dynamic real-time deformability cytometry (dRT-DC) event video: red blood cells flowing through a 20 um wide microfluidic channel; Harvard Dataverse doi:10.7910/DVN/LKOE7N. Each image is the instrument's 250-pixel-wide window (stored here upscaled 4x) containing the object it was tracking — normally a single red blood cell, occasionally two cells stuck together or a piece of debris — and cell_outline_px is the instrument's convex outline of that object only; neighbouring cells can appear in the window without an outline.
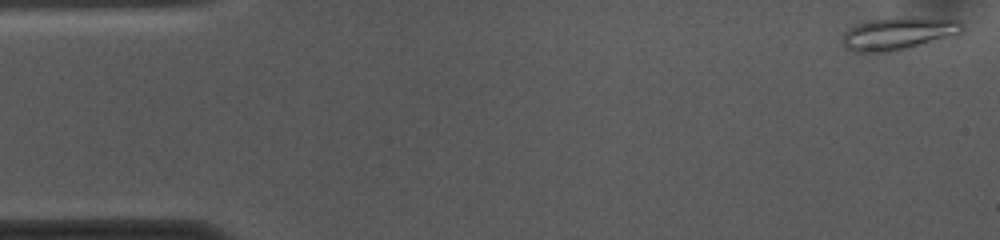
{"species": "common noctule bat (a hibernating species)", "species_latin": "Nyctalus noctula", "temperature_condition": "cold", "stored_images_in_passage": 53, "camera_frame_rate_fps": 3000, "um_per_image_px": 0.085, "animal": {"sex": "female", "body_mass_g": 10.0, "forearm_length_mm": 53.1}, "frame": {"image": 1, "passage_image": 1, "time_ms": 0.0, "image_size_px": [1000, 240], "cell_outline_px": [[964, 28], [960, 32], [896, 52], [856, 52], [844, 48], [840, 40], [844, 32], [848, 28], [856, 24], [868, 20], [900, 16], [920, 16], [960, 20], [964, 24]], "centroid_in_image_um": [76.3, 2.82], "position_along_channel_um": 8.7, "area_um2": 23.29}}
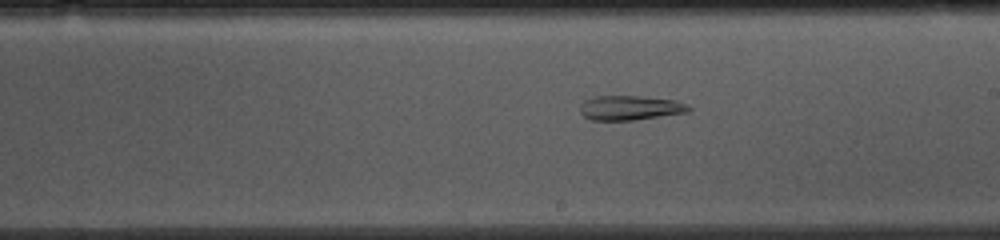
{"frame": {"image": 2, "passage_image": 29, "time_ms": 9.333, "image_size_px": [1000, 240], "cell_outline_px": [[692, 108], [688, 112], [632, 120], [592, 120], [584, 116], [580, 112], [580, 104], [584, 100], [596, 96], [640, 96], [676, 100], [688, 104]], "centroid_in_image_um": [53.56, 9.16], "position_along_channel_um": 235.4, "area_um2": 15.55}}
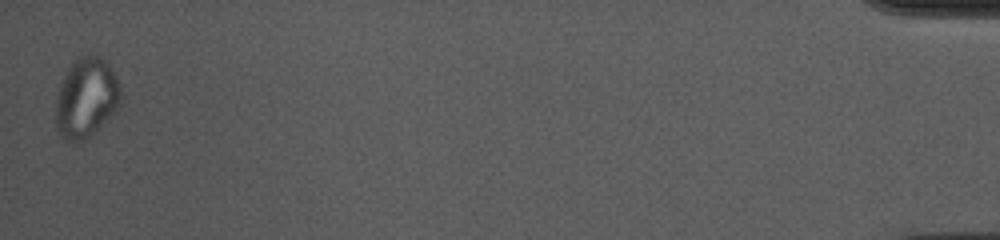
{"frame": {"image": 3, "passage_image": 53, "time_ms": 17.333, "image_size_px": [1000, 240], "cell_outline_px": [[124, 100], [88, 136], [80, 140], [68, 140], [60, 136], [56, 128], [56, 100], [60, 84], [68, 68], [80, 56], [88, 52], [100, 56], [108, 64], [124, 96]], "centroid_in_image_um": [7.32, 8.26], "position_along_channel_um": 427.9, "area_um2": 29.65}, "authors_computed_cell_mechanics": {"area_um2": 21.6172, "velocity_mm_per_s": 3.6276, "shape_relaxation_time_tau1_ms": null, "shape_relaxation_time_tau2_ms": 1.4197, "deformation_change_tau1": null, "deformation_change_tau2": 0.0782}}